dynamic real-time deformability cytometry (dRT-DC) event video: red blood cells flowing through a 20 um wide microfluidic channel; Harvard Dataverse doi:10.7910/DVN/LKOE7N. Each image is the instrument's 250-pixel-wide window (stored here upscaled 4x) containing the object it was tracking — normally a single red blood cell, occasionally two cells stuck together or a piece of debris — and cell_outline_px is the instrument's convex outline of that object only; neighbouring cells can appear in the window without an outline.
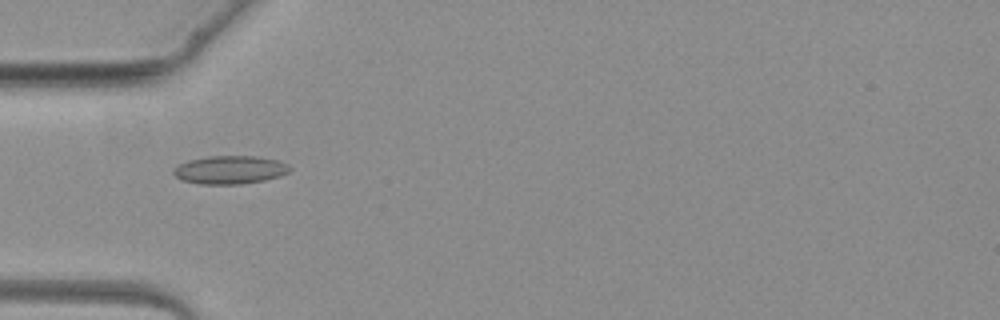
{"species": "common noctule bat (a hibernating species)", "species_latin": "Nyctalus noctula", "temperature_condition": "warm", "stored_images_in_passage": 5, "camera_frame_rate_fps": 3000, "um_per_image_px": 0.085, "animal": {"sex": "female", "body_mass_g": 19.3, "forearm_length_mm": 54.1}, "frame": {"image": 1, "passage_image": 4, "time_ms": 3.667, "image_size_px": [1000, 320], "cell_outline_px": [[292, 168], [288, 172], [280, 176], [264, 180], [240, 184], [200, 184], [180, 180], [172, 172], [172, 168], [188, 160], [208, 156], [256, 156], [276, 160], [288, 164]], "centroid_in_image_um": [19.52, 14.43], "position_along_channel_um": 65.5, "area_um2": 19.19}}
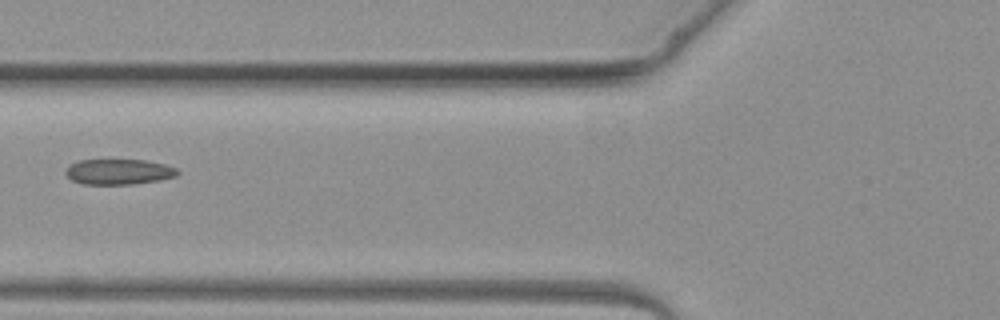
{"frame": {"image": 2, "passage_image": 5, "time_ms": 4.667, "image_size_px": [1000, 320], "cell_outline_px": [[180, 172], [176, 176], [160, 180], [132, 184], [84, 184], [72, 180], [64, 172], [68, 164], [80, 160], [144, 160], [164, 164], [176, 168]], "centroid_in_image_um": [10.08, 14.6], "position_along_channel_um": 115.7, "area_um2": 16.59}}